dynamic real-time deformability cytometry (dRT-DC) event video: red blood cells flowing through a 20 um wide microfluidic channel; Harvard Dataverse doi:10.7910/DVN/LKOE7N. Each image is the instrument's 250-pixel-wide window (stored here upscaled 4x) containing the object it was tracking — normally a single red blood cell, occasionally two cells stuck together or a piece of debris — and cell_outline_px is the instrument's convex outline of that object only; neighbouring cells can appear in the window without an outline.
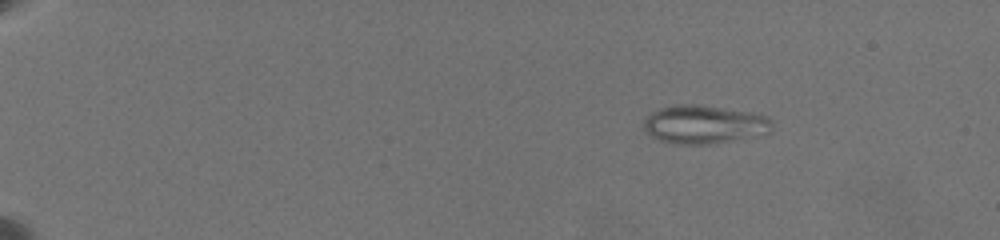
{"species": "common noctule bat (a hibernating species)", "species_latin": "Nyctalus noctula", "temperature_condition": "warm", "stored_images_in_passage": 35, "camera_frame_rate_fps": 3000, "um_per_image_px": 0.085, "animal": {"sex": "female", "body_mass_g": 19.5, "forearm_length_mm": 54.1}, "frame": {"image": 1, "passage_image": 7, "time_ms": 3.333, "image_size_px": [1000, 240], "cell_outline_px": [[772, 124], [768, 132], [716, 144], [680, 144], [660, 140], [652, 136], [644, 128], [644, 120], [652, 112], [660, 108], [676, 104], [696, 104], [748, 112], [768, 116], [772, 120]], "centroid_in_image_um": [59.83, 10.57], "position_along_channel_um": 25.2, "area_um2": 28.32}}
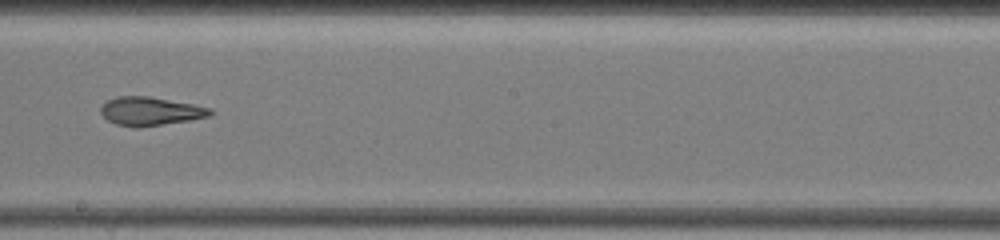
{"frame": {"image": 2, "passage_image": 23, "time_ms": 13.0, "image_size_px": [1000, 240], "cell_outline_px": [[216, 112], [208, 116], [188, 120], [136, 128], [116, 124], [108, 120], [100, 112], [100, 108], [108, 100], [116, 96], [148, 96], [192, 104], [212, 108]], "centroid_in_image_um": [12.78, 9.45], "position_along_channel_um": 235.4, "area_um2": 18.03}}
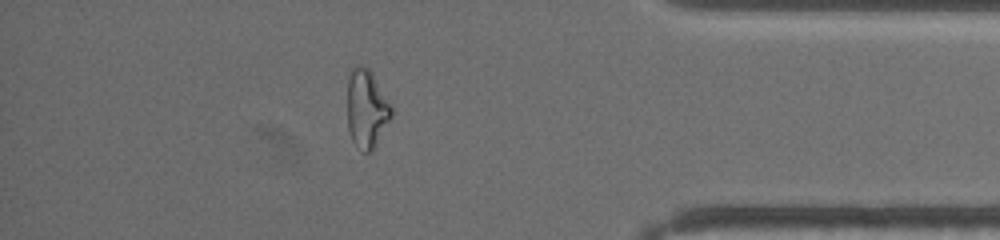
{"frame": {"image": 3, "passage_image": 32, "time_ms": 18.333, "image_size_px": [1000, 240], "cell_outline_px": [[392, 116], [372, 152], [364, 152], [352, 140], [348, 128], [348, 76], [352, 68], [356, 64], [364, 64], [372, 72], [392, 108]], "centroid_in_image_um": [31.15, 9.21], "position_along_channel_um": 404.0, "area_um2": 20.06}, "authors_computed_cell_mechanics": {"area_um2": 21.8484, "velocity_mm_per_s": 3.5781, "shape_relaxation_time_tau1_ms": null, "shape_relaxation_time_tau2_ms": 2.5778, "deformation_change_tau1": null, "deformation_change_tau2": 0.0941}}